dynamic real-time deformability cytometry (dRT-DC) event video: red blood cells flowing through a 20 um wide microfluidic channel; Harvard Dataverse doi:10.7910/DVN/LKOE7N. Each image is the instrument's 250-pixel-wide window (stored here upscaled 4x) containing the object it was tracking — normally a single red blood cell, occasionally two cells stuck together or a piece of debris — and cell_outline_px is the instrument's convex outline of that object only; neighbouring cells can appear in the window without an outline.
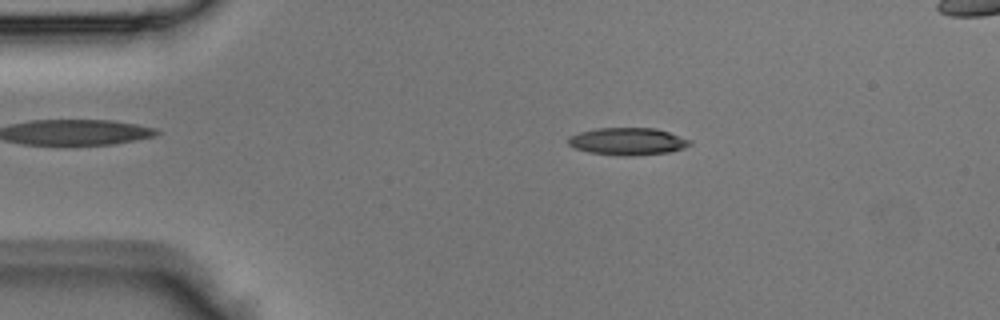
{"species": "Egyptian fruit bat (a non-hibernating species)", "species_latin": "Rousettus aegyptiacus", "temperature_condition": "room temperature", "stored_images_in_passage": 44, "camera_frame_rate_fps": 3000, "um_per_image_px": 0.085, "animal": {"sex": "male"}, "frame": {"image": 1, "passage_image": 8, "time_ms": 2.333, "image_size_px": [1000, 320], "cell_outline_px": [[692, 144], [684, 148], [668, 152], [632, 156], [620, 156], [588, 152], [576, 148], [568, 144], [568, 136], [580, 132], [596, 128], [656, 128], [692, 140]], "centroid_in_image_um": [53.36, 12.02], "position_along_channel_um": 31.6, "area_um2": 19.42}}
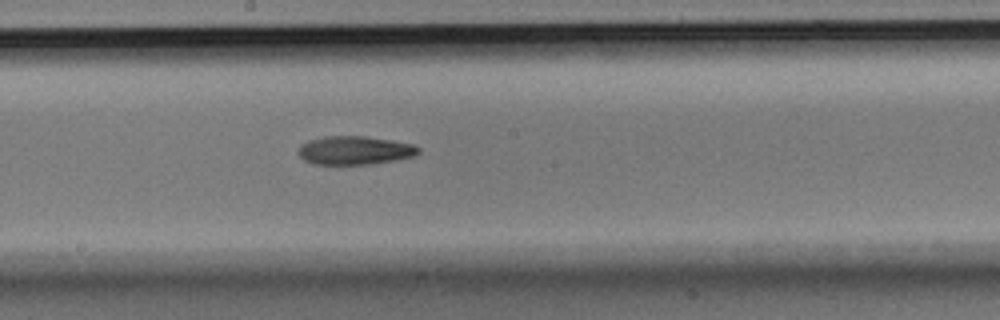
{"frame": {"image": 2, "passage_image": 23, "time_ms": 7.333, "image_size_px": [1000, 320], "cell_outline_px": [[420, 152], [416, 156], [396, 160], [372, 164], [312, 164], [304, 160], [296, 152], [300, 144], [308, 140], [324, 136], [364, 136], [392, 140], [412, 144], [420, 148]], "centroid_in_image_um": [30.14, 12.78], "position_along_channel_um": 218.1, "area_um2": 20.23}}
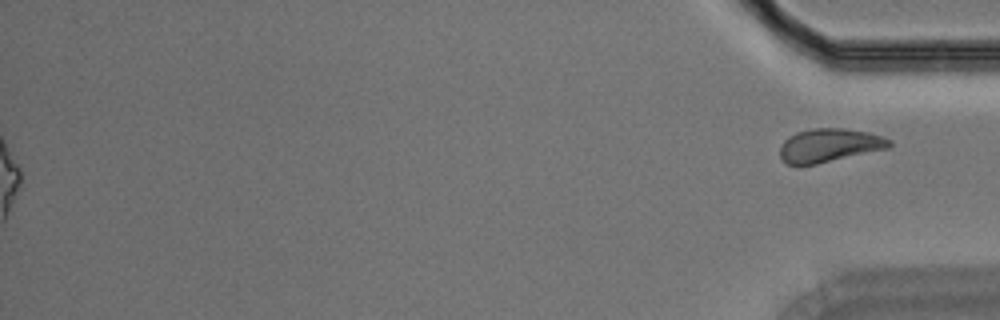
{"frame": {"image": 3, "passage_image": 44, "time_ms": 14.333, "image_size_px": [1000, 320], "cell_outline_px": [[892, 144], [888, 148], [816, 164], [784, 164], [780, 160], [780, 144], [788, 136], [796, 132], [812, 128], [844, 128], [872, 132], [884, 136], [892, 140]], "centroid_in_image_um": [70.49, 12.33], "position_along_channel_um": 364.7, "area_um2": 21.62}}